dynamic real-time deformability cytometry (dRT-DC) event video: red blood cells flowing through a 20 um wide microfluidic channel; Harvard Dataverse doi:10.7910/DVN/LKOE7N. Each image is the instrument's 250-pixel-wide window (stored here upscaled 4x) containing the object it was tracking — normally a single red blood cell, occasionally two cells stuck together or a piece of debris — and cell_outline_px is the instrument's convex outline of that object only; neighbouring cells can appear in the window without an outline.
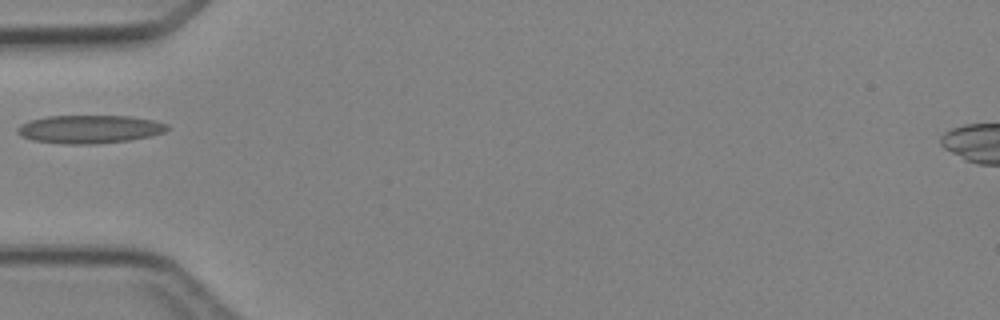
{"species": "Egyptian fruit bat (a non-hibernating species)", "species_latin": "Rousettus aegyptiacus", "temperature_condition": "cold", "stored_images_in_passage": 4, "camera_frame_rate_fps": 3000, "um_per_image_px": 0.085, "animal": {"sex": "female"}, "frame": {"image": 1, "passage_image": 4, "time_ms": 3.667, "image_size_px": [1000, 320], "cell_outline_px": [[168, 128], [164, 132], [152, 136], [128, 140], [92, 144], [64, 144], [32, 140], [20, 136], [16, 132], [16, 128], [20, 124], [28, 120], [48, 116], [128, 116], [152, 120], [168, 124]], "centroid_in_image_um": [7.56, 10.98], "position_along_channel_um": 77.4, "area_um2": 24.68}}